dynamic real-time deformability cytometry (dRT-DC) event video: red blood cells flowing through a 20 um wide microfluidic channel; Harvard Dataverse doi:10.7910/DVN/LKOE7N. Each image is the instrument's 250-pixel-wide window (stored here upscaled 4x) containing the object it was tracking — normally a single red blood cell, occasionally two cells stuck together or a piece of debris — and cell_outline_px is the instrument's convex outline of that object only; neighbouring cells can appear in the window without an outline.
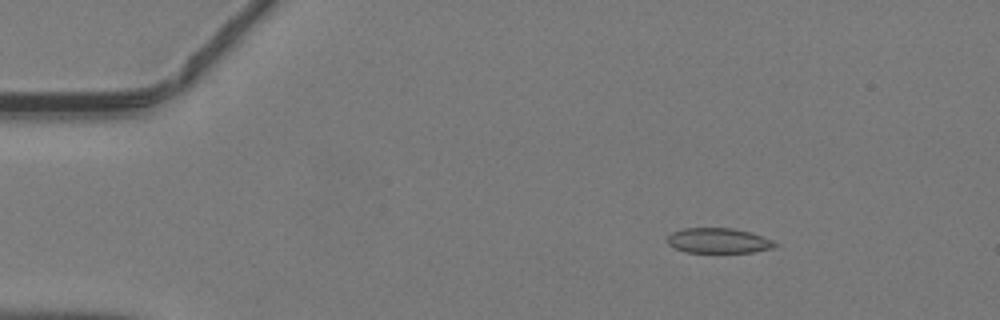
{"species": "common noctule bat (a hibernating species)", "species_latin": "Nyctalus noctula", "temperature_condition": "warm", "stored_images_in_passage": 24, "camera_frame_rate_fps": 3000, "um_per_image_px": 0.085, "animal": {"sex": "male", "body_mass_g": 19.2, "forearm_length_mm": 51.8}, "frame": {"image": 1, "passage_image": 7, "time_ms": 2.0, "image_size_px": [1000, 320], "cell_outline_px": [[780, 244], [776, 248], [752, 252], [684, 252], [668, 244], [664, 240], [672, 232], [684, 228], [732, 228], [752, 232], [772, 240]], "centroid_in_image_um": [61.09, 20.45], "position_along_channel_um": 23.9, "area_um2": 15.95}}
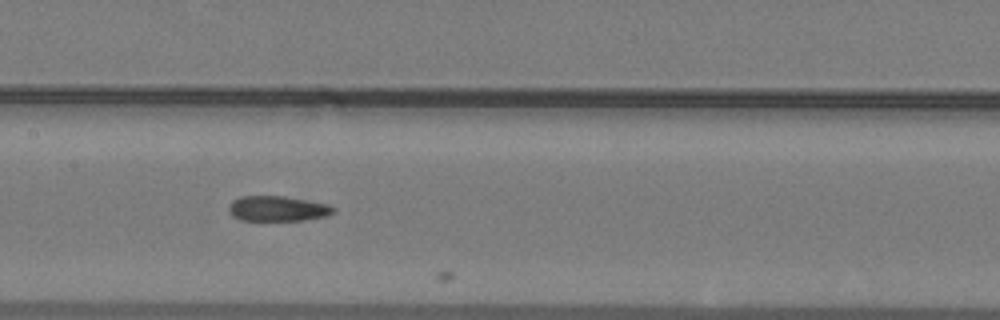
{"frame": {"image": 2, "passage_image": 23, "time_ms": 7.333, "image_size_px": [1000, 320], "cell_outline_px": [[336, 212], [324, 216], [300, 220], [240, 220], [232, 216], [228, 208], [228, 204], [232, 200], [240, 196], [284, 196], [328, 204], [336, 208]], "centroid_in_image_um": [23.56, 17.72], "position_along_channel_um": 183.8, "area_um2": 15.37}}